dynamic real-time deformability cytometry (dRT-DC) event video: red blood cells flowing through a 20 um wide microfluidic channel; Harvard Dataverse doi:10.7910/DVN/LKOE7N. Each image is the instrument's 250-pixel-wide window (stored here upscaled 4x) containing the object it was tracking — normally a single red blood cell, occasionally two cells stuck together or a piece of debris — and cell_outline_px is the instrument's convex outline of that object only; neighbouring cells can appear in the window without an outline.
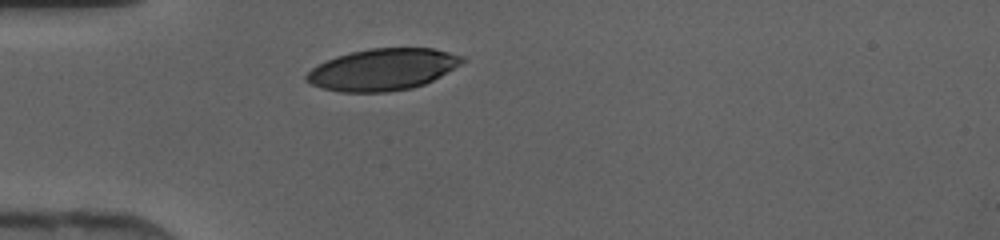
{"species": "human", "species_latin": "Homo sapiens", "temperature_condition": "cold", "stored_images_in_passage": 26, "camera_frame_rate_fps": 3000, "um_per_image_px": 0.085, "donor": {"sex": "female"}, "frame": {"image": 1, "passage_image": 1, "time_ms": 0.0, "image_size_px": [1000, 240], "cell_outline_px": [[468, 60], [440, 76], [424, 84], [412, 88], [388, 92], [340, 92], [320, 88], [304, 80], [304, 76], [312, 68], [336, 56], [352, 52], [372, 48], [432, 48], [464, 56]], "centroid_in_image_um": [32.53, 5.91], "position_along_channel_um": 52.5, "area_um2": 37.8}}
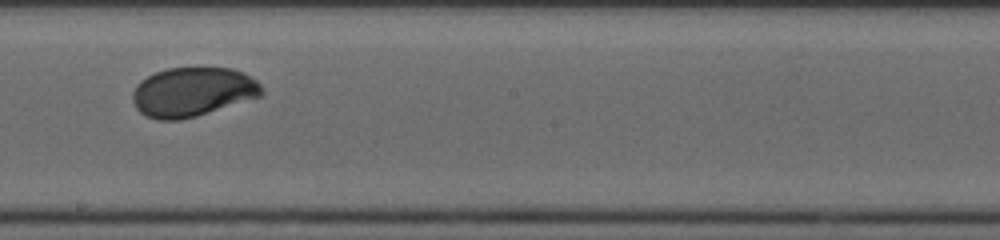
{"frame": {"image": 2, "passage_image": 14, "time_ms": 4.333, "image_size_px": [1000, 240], "cell_outline_px": [[264, 92], [260, 96], [196, 116], [180, 120], [156, 120], [140, 112], [136, 108], [132, 100], [132, 92], [136, 84], [140, 80], [156, 72], [168, 68], [232, 68], [244, 72], [256, 80], [260, 84]], "centroid_in_image_um": [16.35, 7.81], "position_along_channel_um": 231.8, "area_um2": 36.99}}
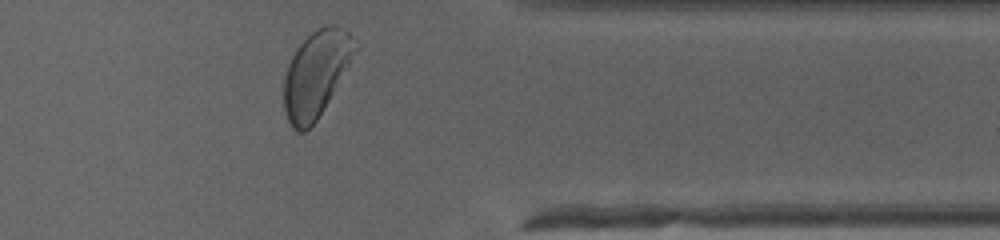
{"frame": {"image": 3, "passage_image": 25, "time_ms": 8.0, "image_size_px": [1000, 240], "cell_outline_px": [[364, 44], [316, 120], [304, 132], [296, 132], [292, 128], [284, 112], [284, 76], [288, 64], [296, 48], [312, 32], [328, 24], [336, 24], [344, 28]], "centroid_in_image_um": [26.95, 6.22], "position_along_channel_um": 384.5, "area_um2": 36.47}}